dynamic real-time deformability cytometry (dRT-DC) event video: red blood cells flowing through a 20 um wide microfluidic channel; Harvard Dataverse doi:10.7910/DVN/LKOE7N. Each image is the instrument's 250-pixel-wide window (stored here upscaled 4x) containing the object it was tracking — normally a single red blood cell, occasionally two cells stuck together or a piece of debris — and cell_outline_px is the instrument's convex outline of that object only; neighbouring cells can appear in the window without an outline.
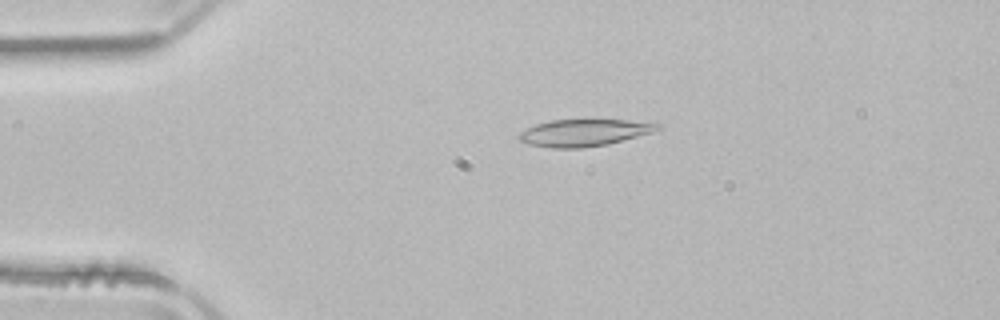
{"species": "common noctule bat (a hibernating species)", "species_latin": "Nyctalus noctula", "temperature_condition": "room temperature", "stored_images_in_passage": 44, "camera_frame_rate_fps": 3000, "um_per_image_px": 0.085, "animal": {"sex": "male", "body_mass_g": 21.5, "forearm_length_mm": 52.0}, "frame": {"image": 1, "passage_image": 4, "time_ms": 1.0, "image_size_px": [1000, 320], "cell_outline_px": [[664, 128], [652, 132], [608, 144], [580, 148], [552, 148], [528, 144], [516, 140], [516, 136], [520, 132], [536, 124], [552, 120], [592, 116], [596, 116], [664, 124]], "centroid_in_image_um": [49.69, 11.22], "position_along_channel_um": 35.3, "area_um2": 23.06}}
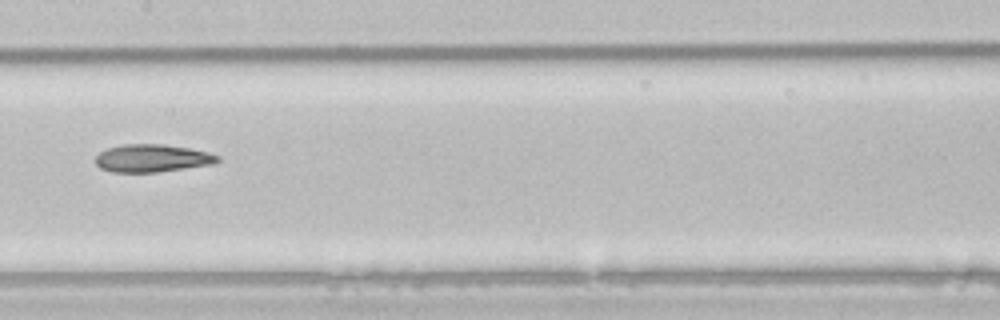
{"frame": {"image": 2, "passage_image": 19, "time_ms": 6.0, "image_size_px": [1000, 320], "cell_outline_px": [[220, 160], [212, 164], [160, 172], [112, 172], [100, 168], [96, 164], [96, 156], [100, 152], [108, 148], [124, 144], [164, 144], [188, 148], [208, 152], [220, 156]], "centroid_in_image_um": [12.94, 13.45], "position_along_channel_um": 194.5, "area_um2": 19.71}}
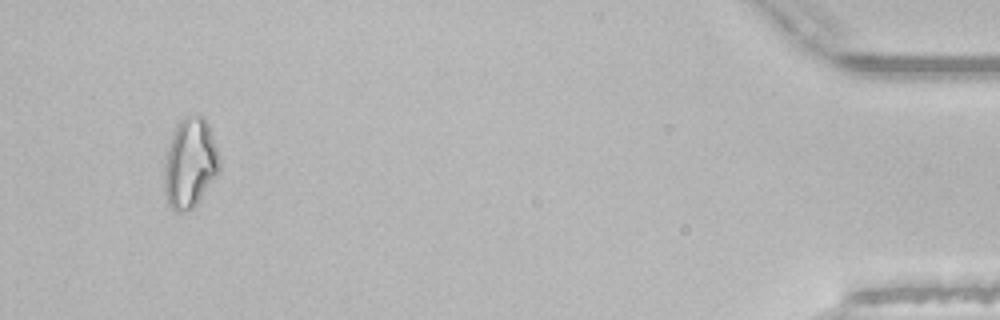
{"frame": {"image": 3, "passage_image": 42, "time_ms": 13.667, "image_size_px": [1000, 320], "cell_outline_px": [[220, 172], [196, 204], [192, 208], [180, 212], [176, 212], [168, 204], [164, 192], [164, 168], [172, 136], [180, 120], [184, 116], [204, 116], [208, 124], [220, 156]], "centroid_in_image_um": [16.18, 13.89], "position_along_channel_um": 419.0, "area_um2": 28.67}, "authors_computed_cell_mechanics": {"area_um2": 21.0103, "velocity_mm_per_s": 3.9386, "shape_relaxation_time_tau1_ms": 6.4308, "shape_relaxation_time_tau2_ms": 6.7257, "deformation_change_tau1": 0.172, "deformation_change_tau2": 0.1826}}